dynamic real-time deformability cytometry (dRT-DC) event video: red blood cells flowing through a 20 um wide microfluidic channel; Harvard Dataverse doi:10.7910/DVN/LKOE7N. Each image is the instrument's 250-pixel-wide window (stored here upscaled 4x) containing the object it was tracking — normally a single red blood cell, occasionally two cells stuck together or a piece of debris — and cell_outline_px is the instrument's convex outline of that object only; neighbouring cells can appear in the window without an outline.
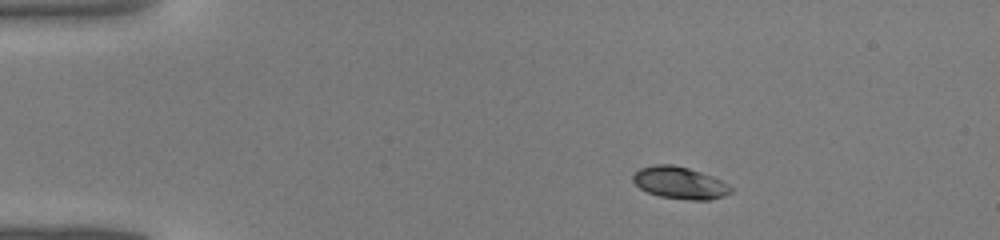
{"species": "common noctule bat (a hibernating species)", "species_latin": "Nyctalus noctula", "temperature_condition": "warm", "stored_images_in_passage": 43, "camera_frame_rate_fps": 3000, "um_per_image_px": 0.085, "animal": {"sex": "male", "body_mass_g": 19.0, "forearm_length_mm": 50.8}, "frame": {"image": 1, "passage_image": 7, "time_ms": 2.0, "image_size_px": [1000, 240], "cell_outline_px": [[732, 192], [724, 196], [708, 200], [692, 200], [660, 196], [648, 192], [640, 188], [632, 180], [632, 176], [640, 168], [656, 164], [672, 164], [688, 168], [712, 176], [720, 180], [732, 188]], "centroid_in_image_um": [57.77, 15.54], "position_along_channel_um": 27.2, "area_um2": 18.09}}
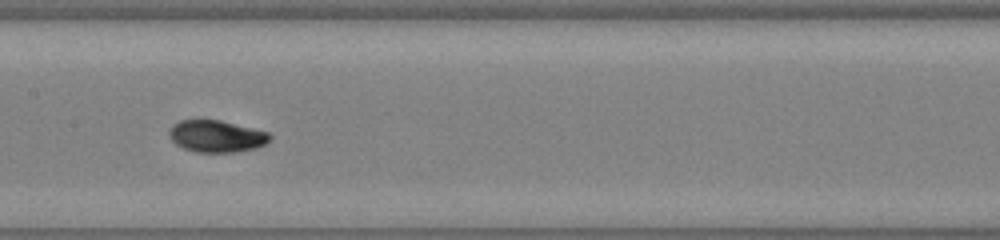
{"frame": {"image": 2, "passage_image": 22, "time_ms": 7.0, "image_size_px": [1000, 240], "cell_outline_px": [[272, 136], [264, 144], [252, 148], [232, 152], [196, 152], [184, 148], [176, 144], [168, 136], [168, 128], [172, 124], [180, 120], [196, 116], [220, 120], [268, 132]], "centroid_in_image_um": [18.29, 11.52], "position_along_channel_um": 189.1, "area_um2": 19.13}}
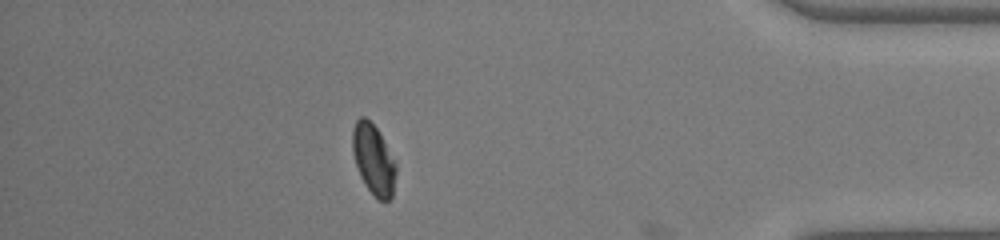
{"frame": {"image": 3, "passage_image": 38, "time_ms": 12.333, "image_size_px": [1000, 240], "cell_outline_px": [[396, 172], [392, 196], [388, 200], [380, 200], [368, 188], [360, 176], [352, 152], [352, 128], [356, 120], [360, 116], [364, 116], [376, 128], [396, 168]], "centroid_in_image_um": [31.7, 13.54], "position_along_channel_um": 403.5, "area_um2": 17.11}}